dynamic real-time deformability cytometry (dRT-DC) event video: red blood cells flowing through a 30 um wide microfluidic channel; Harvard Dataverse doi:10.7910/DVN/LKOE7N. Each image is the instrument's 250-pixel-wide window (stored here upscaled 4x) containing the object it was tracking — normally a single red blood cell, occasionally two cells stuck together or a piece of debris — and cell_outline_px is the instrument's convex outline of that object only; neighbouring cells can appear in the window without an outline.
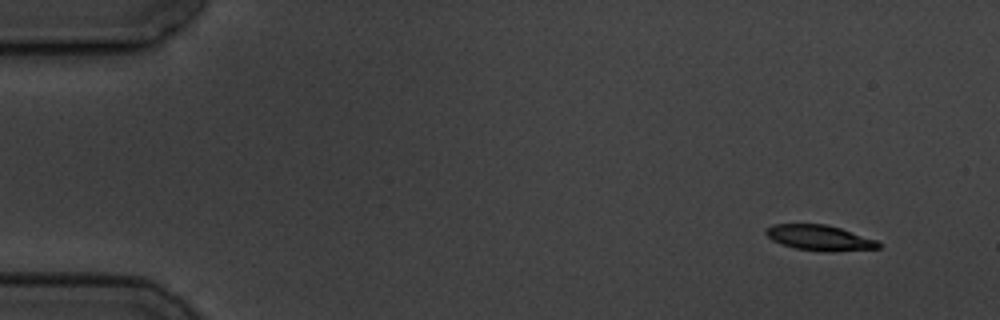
{"species": "common noctule bat (a hibernating species)", "species_latin": "Nyctalus noctula", "temperature_condition": "cold", "stored_images_in_passage": 4, "camera_frame_rate_fps": 3000, "um_per_image_px": 0.085, "animal": {"sex": "male", "body_mass_g": 19.5, "forearm_length_mm": 54.6}, "frame": {"image": 1, "passage_image": 1, "time_ms": 0.0, "image_size_px": [1000, 320], "cell_outline_px": [[880, 248], [832, 252], [824, 252], [796, 248], [780, 244], [772, 240], [764, 232], [764, 228], [772, 224], [824, 224], [840, 228], [876, 240], [880, 244]], "centroid_in_image_um": [69.62, 20.21], "position_along_channel_um": 15.4, "area_um2": 16.7}}
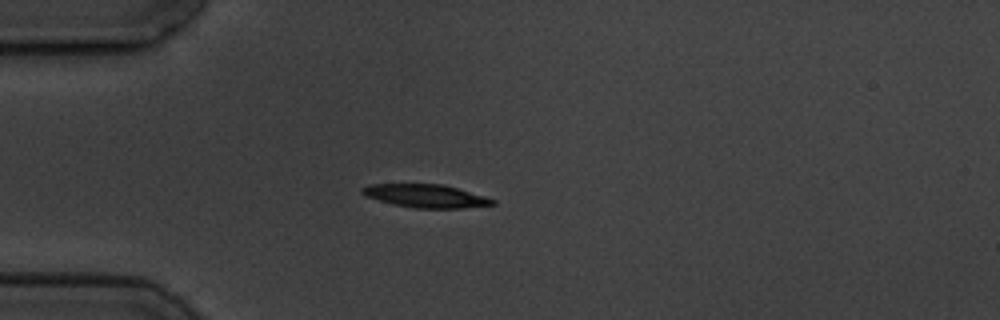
{"frame": {"image": 2, "passage_image": 4, "time_ms": 3.667, "image_size_px": [1000, 320], "cell_outline_px": [[496, 204], [464, 208], [416, 208], [392, 204], [368, 196], [360, 192], [360, 188], [368, 184], [444, 184], [484, 196], [496, 200]], "centroid_in_image_um": [36.2, 16.65], "position_along_channel_um": 48.8, "area_um2": 17.51}}